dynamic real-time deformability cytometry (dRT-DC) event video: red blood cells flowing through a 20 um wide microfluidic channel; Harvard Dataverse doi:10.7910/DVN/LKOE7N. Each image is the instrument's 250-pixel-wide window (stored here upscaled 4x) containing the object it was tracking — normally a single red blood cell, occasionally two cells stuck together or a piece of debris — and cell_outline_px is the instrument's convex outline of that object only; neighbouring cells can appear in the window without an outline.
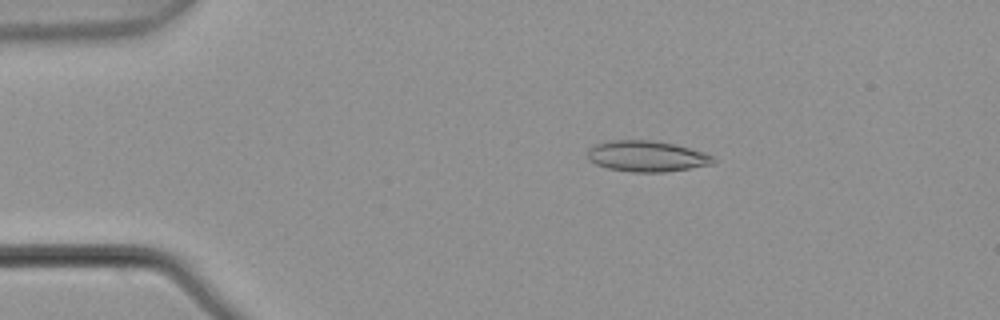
{"species": "common noctule bat (a hibernating species)", "species_latin": "Nyctalus noctula", "temperature_condition": "warm", "stored_images_in_passage": 5, "camera_frame_rate_fps": 3000, "um_per_image_px": 0.085, "animal": {"sex": "male", "body_mass_g": 21.5, "forearm_length_mm": 52.0}, "frame": {"image": 1, "passage_image": 3, "time_ms": 0.667, "image_size_px": [1000, 320], "cell_outline_px": [[716, 160], [712, 164], [664, 172], [632, 172], [608, 168], [596, 164], [588, 160], [588, 148], [596, 144], [612, 140], [648, 140], [672, 144], [704, 152], [712, 156]], "centroid_in_image_um": [54.94, 13.28], "position_along_channel_um": 30.1, "area_um2": 22.37}}
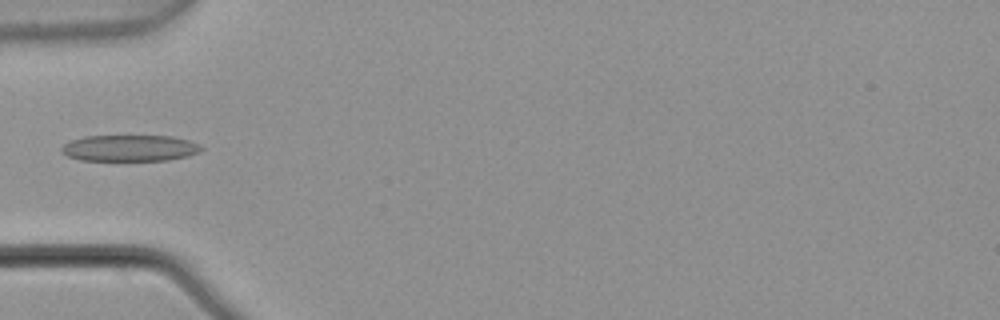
{"frame": {"image": 2, "passage_image": 5, "time_ms": 1.333, "image_size_px": [1000, 320], "cell_outline_px": [[204, 148], [200, 152], [188, 156], [168, 160], [80, 160], [68, 156], [60, 152], [60, 148], [64, 144], [72, 140], [84, 136], [172, 136], [188, 140], [200, 144]], "centroid_in_image_um": [11.04, 12.59], "position_along_channel_um": 74.0, "area_um2": 21.5}}